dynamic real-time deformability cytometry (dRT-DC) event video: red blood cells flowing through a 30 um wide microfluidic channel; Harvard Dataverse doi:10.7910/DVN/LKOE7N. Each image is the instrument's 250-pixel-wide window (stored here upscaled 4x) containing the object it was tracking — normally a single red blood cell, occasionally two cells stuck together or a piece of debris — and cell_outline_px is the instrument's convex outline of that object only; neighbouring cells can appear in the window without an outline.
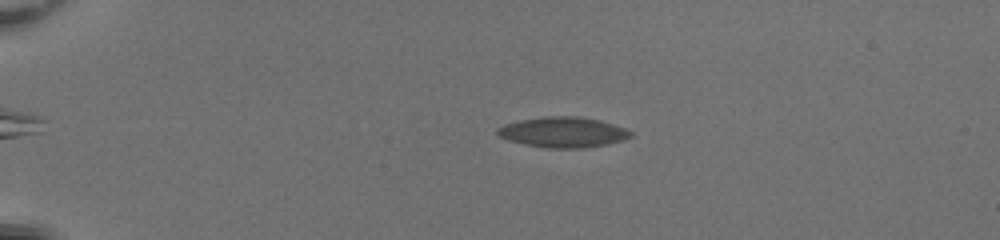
{"species": "common noctule bat (a hibernating species)", "species_latin": "Nyctalus noctula", "temperature_condition": "room temperature", "stored_images_in_passage": 55, "camera_frame_rate_fps": 3000, "um_per_image_px": 0.085, "animal": {"sex": "female", "body_mass_g": 20.0, "forearm_length_mm": 54.0}, "frame": {"image": 1, "passage_image": 14, "time_ms": 4.333, "image_size_px": [1000, 240], "cell_outline_px": [[632, 136], [624, 140], [608, 144], [584, 148], [548, 148], [524, 144], [508, 140], [496, 136], [496, 128], [504, 124], [520, 120], [544, 116], [576, 116], [600, 120], [624, 128], [632, 132]], "centroid_in_image_um": [47.83, 11.24], "position_along_channel_um": 37.2, "area_um2": 23.76}}
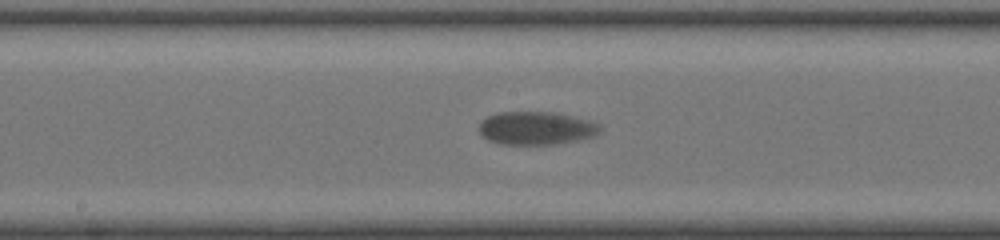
{"frame": {"image": 2, "passage_image": 32, "time_ms": 10.333, "image_size_px": [1000, 240], "cell_outline_px": [[600, 132], [592, 136], [576, 140], [556, 144], [500, 144], [488, 140], [480, 132], [480, 120], [496, 112], [556, 112], [588, 120], [600, 124]], "centroid_in_image_um": [45.56, 10.88], "position_along_channel_um": 202.6, "area_um2": 23.29}}
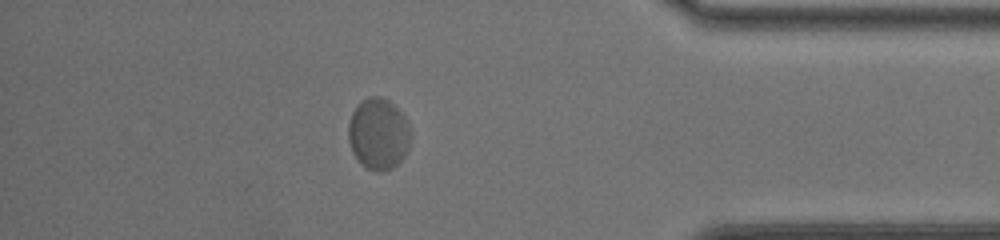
{"frame": {"image": 3, "passage_image": 49, "time_ms": 16.0, "image_size_px": [1000, 240], "cell_outline_px": [[412, 136], [408, 148], [404, 156], [392, 168], [380, 172], [376, 172], [360, 164], [356, 160], [352, 152], [348, 140], [348, 124], [352, 112], [356, 104], [360, 100], [368, 96], [380, 96], [388, 100], [404, 116], [412, 132]], "centroid_in_image_um": [32.14, 11.37], "position_along_channel_um": 403.1, "area_um2": 26.3}, "authors_computed_cell_mechanics": {"area_um2": 23.5824, "velocity_mm_per_s": 3.974, "shape_relaxation_time_tau1_ms": 2.5719, "shape_relaxation_time_tau2_ms": null, "deformation_change_tau1": 0.0902, "deformation_change_tau2": null}}